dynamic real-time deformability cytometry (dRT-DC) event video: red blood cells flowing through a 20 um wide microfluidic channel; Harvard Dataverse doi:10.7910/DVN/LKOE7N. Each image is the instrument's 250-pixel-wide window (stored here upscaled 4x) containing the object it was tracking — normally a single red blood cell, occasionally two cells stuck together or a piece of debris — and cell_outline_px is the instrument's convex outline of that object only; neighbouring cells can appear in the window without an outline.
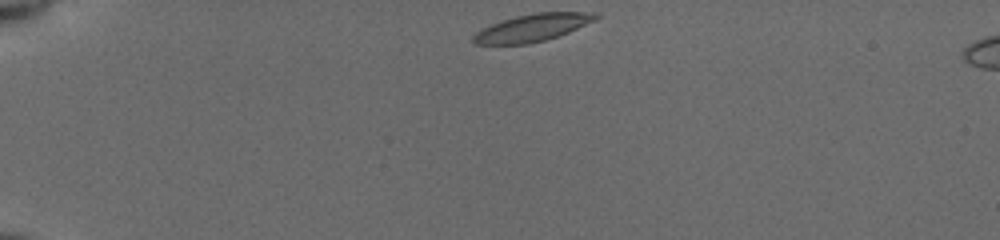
{"species": "common noctule bat (a hibernating species)", "species_latin": "Nyctalus noctula", "temperature_condition": "cold", "stored_images_in_passage": 42, "camera_frame_rate_fps": 3000, "um_per_image_px": 0.085, "animal": {"sex": "female", "body_mass_g": 19.5, "forearm_length_mm": 54.1}, "frame": {"image": 1, "passage_image": 1, "time_ms": 0.0, "image_size_px": [1000, 240], "cell_outline_px": [[600, 16], [596, 20], [568, 32], [544, 40], [528, 44], [472, 44], [472, 36], [480, 28], [516, 16], [536, 12], [600, 12]], "centroid_in_image_um": [45.26, 2.35], "position_along_channel_um": 39.7, "area_um2": 19.54}}
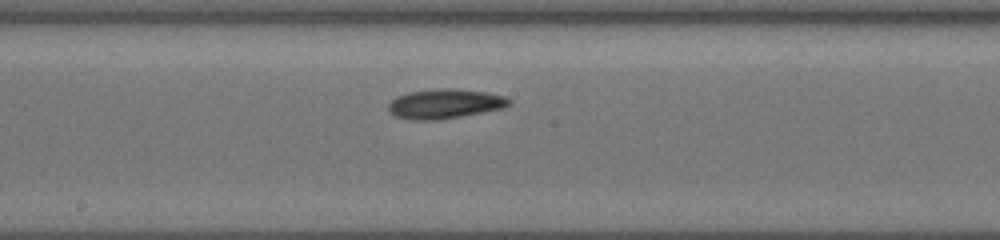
{"frame": {"image": 2, "passage_image": 19, "time_ms": 6.0, "image_size_px": [1000, 240], "cell_outline_px": [[512, 104], [504, 108], [440, 120], [408, 120], [396, 116], [388, 112], [388, 104], [396, 96], [408, 92], [440, 88], [456, 88], [484, 92], [504, 96], [512, 100]], "centroid_in_image_um": [37.8, 8.82], "position_along_channel_um": 210.4, "area_um2": 21.04}}
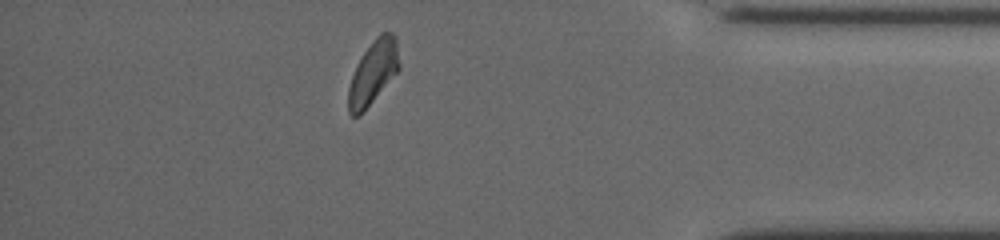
{"frame": {"image": 3, "passage_image": 36, "time_ms": 11.667, "image_size_px": [1000, 240], "cell_outline_px": [[400, 68], [360, 116], [352, 116], [348, 112], [348, 88], [356, 64], [364, 52], [376, 36], [380, 32], [392, 32], [396, 36], [400, 64]], "centroid_in_image_um": [31.71, 6.14], "position_along_channel_um": 403.5, "area_um2": 18.84}, "authors_computed_cell_mechanics": {"area_um2": 19.4497, "velocity_mm_per_s": 3.8646, "shape_relaxation_time_tau1_ms": 3.5396, "shape_relaxation_time_tau2_ms": 1.8514, "deformation_change_tau1": 0.1254, "deformation_change_tau2": 0.0755}}